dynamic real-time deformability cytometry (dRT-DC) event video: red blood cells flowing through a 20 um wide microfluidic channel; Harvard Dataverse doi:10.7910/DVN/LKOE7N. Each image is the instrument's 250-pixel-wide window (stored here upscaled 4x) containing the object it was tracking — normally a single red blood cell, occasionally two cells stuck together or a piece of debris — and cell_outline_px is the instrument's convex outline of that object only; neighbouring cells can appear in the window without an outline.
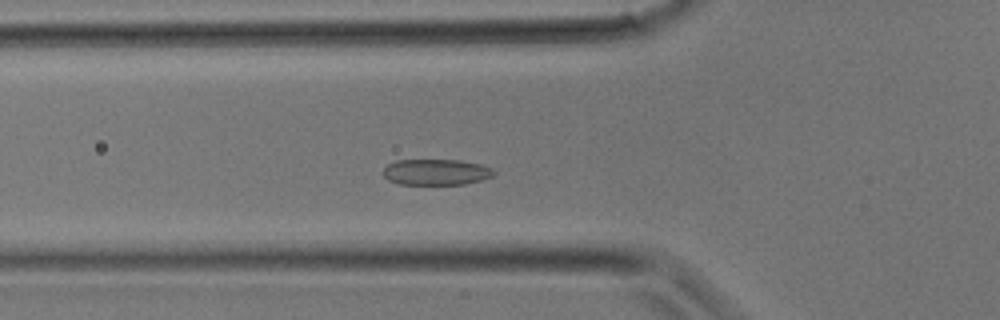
{"species": "common noctule bat (a hibernating species)", "species_latin": "Nyctalus noctula", "temperature_condition": "room temperature", "stored_images_in_passage": 29, "camera_frame_rate_fps": 3000, "um_per_image_px": 0.085, "animal": {"sex": "male", "body_mass_g": 17.9}, "frame": {"image": 1, "passage_image": 8, "time_ms": 2.333, "image_size_px": [1000, 320], "cell_outline_px": [[496, 172], [492, 176], [480, 180], [464, 184], [400, 184], [388, 180], [384, 176], [384, 168], [388, 164], [396, 160], [460, 160], [480, 164], [492, 168]], "centroid_in_image_um": [37.07, 14.62], "position_along_channel_um": 88.7, "area_um2": 16.65}}
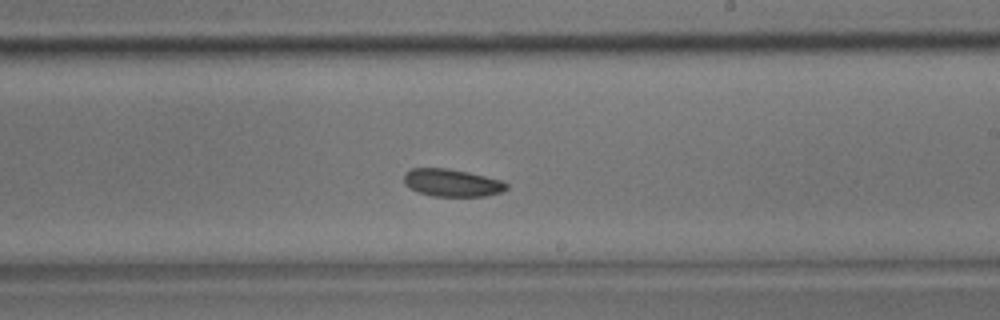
{"frame": {"image": 2, "passage_image": 16, "time_ms": 5.0, "image_size_px": [1000, 320], "cell_outline_px": [[508, 188], [504, 192], [484, 196], [432, 196], [420, 192], [404, 184], [404, 172], [412, 168], [444, 168], [468, 172], [504, 180], [508, 184]], "centroid_in_image_um": [38.46, 15.53], "position_along_channel_um": 250.5, "area_um2": 16.53}}
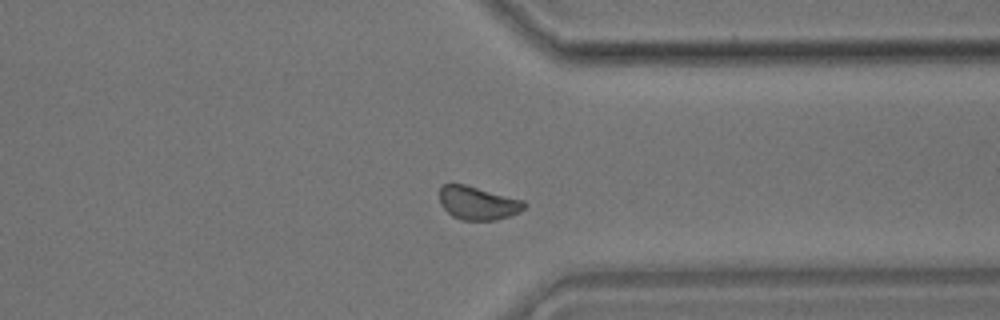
{"frame": {"image": 3, "passage_image": 22, "time_ms": 7.0, "image_size_px": [1000, 320], "cell_outline_px": [[528, 204], [520, 212], [496, 220], [460, 220], [452, 216], [440, 204], [440, 188], [444, 184], [464, 184], [524, 200]], "centroid_in_image_um": [40.63, 17.26], "position_along_channel_um": 370.8, "area_um2": 16.47}}